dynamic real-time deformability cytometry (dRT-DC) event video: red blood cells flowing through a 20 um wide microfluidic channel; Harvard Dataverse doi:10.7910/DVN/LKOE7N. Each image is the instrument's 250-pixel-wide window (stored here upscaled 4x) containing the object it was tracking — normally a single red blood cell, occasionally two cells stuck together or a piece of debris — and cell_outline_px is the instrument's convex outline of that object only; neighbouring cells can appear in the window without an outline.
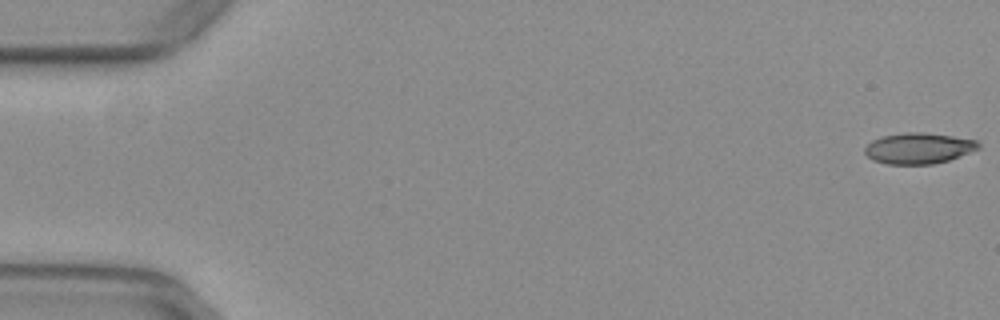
{"species": "common noctule bat (a hibernating species)", "species_latin": "Nyctalus noctula", "temperature_condition": "warm", "stored_images_in_passage": 9, "camera_frame_rate_fps": 3000, "um_per_image_px": 0.085, "animal": {"sex": "female", "body_mass_g": 29.2, "forearm_length_mm": 56.3}, "frame": {"image": 1, "passage_image": 1, "time_ms": 0.0, "image_size_px": [1000, 320], "cell_outline_px": [[980, 148], [948, 160], [932, 164], [888, 164], [872, 160], [864, 152], [864, 148], [872, 140], [880, 136], [904, 132], [924, 132], [952, 136], [976, 140], [980, 144]], "centroid_in_image_um": [78.05, 12.59], "position_along_channel_um": 7.0, "area_um2": 20.46}}